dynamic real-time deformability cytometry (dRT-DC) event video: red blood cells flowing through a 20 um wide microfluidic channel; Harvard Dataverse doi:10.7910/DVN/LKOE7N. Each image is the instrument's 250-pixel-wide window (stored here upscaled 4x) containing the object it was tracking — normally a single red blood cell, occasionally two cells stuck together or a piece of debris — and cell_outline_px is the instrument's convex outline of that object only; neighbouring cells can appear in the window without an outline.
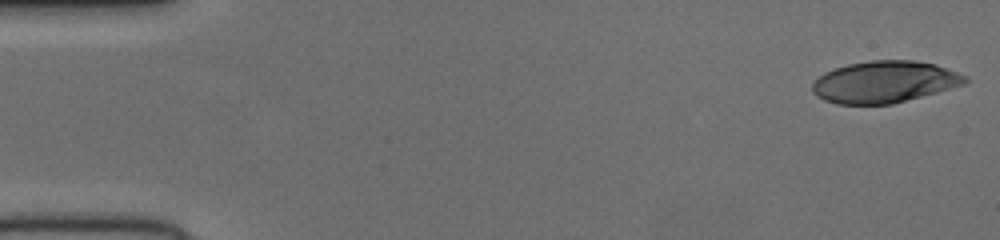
{"species": "human", "species_latin": "Homo sapiens", "temperature_condition": "cold", "stored_images_in_passage": 51, "camera_frame_rate_fps": 3000, "um_per_image_px": 0.085, "donor": {"sex": "female"}, "frame": {"image": 1, "passage_image": 1, "time_ms": 0.0, "image_size_px": [1000, 240], "cell_outline_px": [[968, 80], [964, 84], [936, 92], [892, 104], [836, 104], [824, 100], [816, 96], [812, 92], [812, 84], [824, 72], [848, 64], [872, 60], [916, 60], [932, 64], [956, 72], [964, 76]], "centroid_in_image_um": [75.12, 6.97], "position_along_channel_um": 9.9, "area_um2": 36.76}}
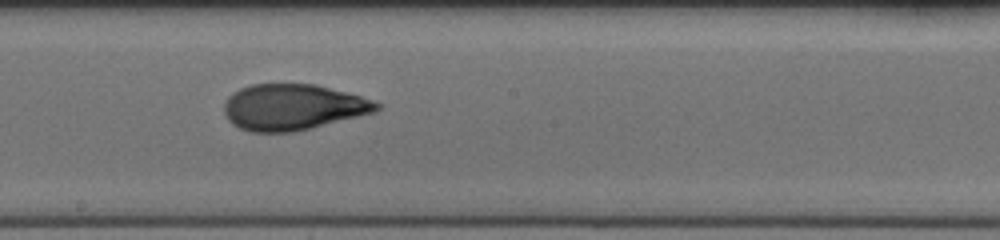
{"frame": {"image": 2, "passage_image": 28, "time_ms": 9.0, "image_size_px": [1000, 240], "cell_outline_px": [[380, 108], [372, 112], [292, 132], [252, 132], [240, 128], [232, 124], [228, 120], [224, 112], [224, 104], [228, 96], [232, 92], [240, 88], [252, 84], [316, 84], [360, 96], [372, 100], [380, 104]], "centroid_in_image_um": [24.82, 9.09], "position_along_channel_um": 223.4, "area_um2": 40.34}}
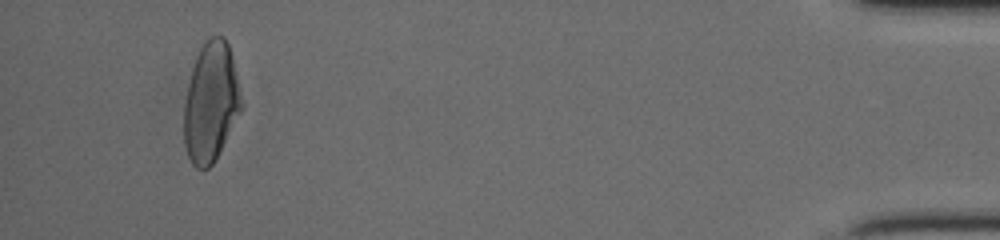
{"frame": {"image": 3, "passage_image": 48, "time_ms": 15.667, "image_size_px": [1000, 240], "cell_outline_px": [[244, 104], [240, 112], [212, 164], [208, 168], [196, 168], [192, 164], [188, 156], [184, 144], [184, 104], [188, 84], [192, 68], [196, 56], [204, 40], [208, 36], [224, 36], [228, 44], [232, 56]], "centroid_in_image_um": [17.92, 8.65], "position_along_channel_um": 417.3, "area_um2": 39.88}}